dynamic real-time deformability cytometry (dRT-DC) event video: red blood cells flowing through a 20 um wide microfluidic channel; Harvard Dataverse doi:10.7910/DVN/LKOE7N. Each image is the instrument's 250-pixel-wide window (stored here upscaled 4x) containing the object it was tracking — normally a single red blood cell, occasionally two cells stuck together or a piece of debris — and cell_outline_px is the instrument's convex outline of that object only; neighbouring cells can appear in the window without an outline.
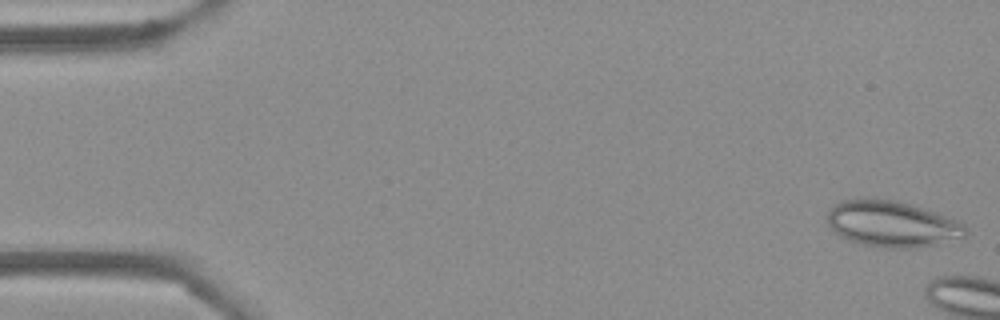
{"species": "Egyptian fruit bat (a non-hibernating species)", "species_latin": "Rousettus aegyptiacus", "temperature_condition": "cold", "stored_images_in_passage": 11, "camera_frame_rate_fps": 3000, "um_per_image_px": 0.085, "frame": {"image": 1, "passage_image": 1, "time_ms": 0.0, "image_size_px": [1000, 320], "cell_outline_px": [[968, 232], [964, 236], [936, 244], [916, 248], [884, 248], [864, 244], [848, 240], [840, 236], [828, 224], [828, 208], [840, 200], [856, 196], [868, 196], [896, 200], [912, 204], [960, 220], [964, 224]], "centroid_in_image_um": [75.79, 18.98], "position_along_channel_um": 9.2, "area_um2": 37.92}}